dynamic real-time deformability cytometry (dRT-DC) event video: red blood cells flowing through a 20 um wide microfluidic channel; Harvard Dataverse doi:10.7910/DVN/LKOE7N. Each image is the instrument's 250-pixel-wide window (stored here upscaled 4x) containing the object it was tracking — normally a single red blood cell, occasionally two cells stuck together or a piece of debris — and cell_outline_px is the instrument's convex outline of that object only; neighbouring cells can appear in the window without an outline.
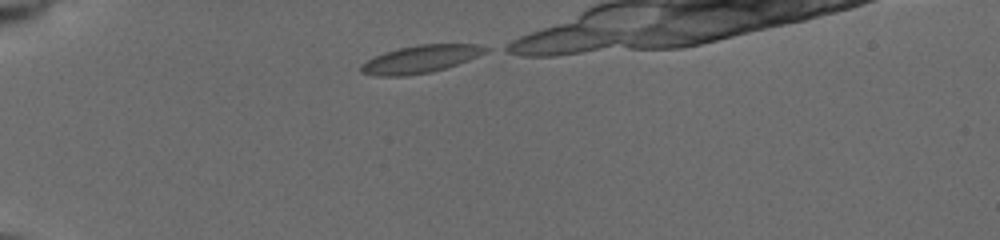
{"species": "common noctule bat (a hibernating species)", "species_latin": "Nyctalus noctula", "temperature_condition": "cold", "stored_images_in_passage": 12, "camera_frame_rate_fps": 3000, "um_per_image_px": 0.085, "animal": {"sex": "female", "body_mass_g": 19.5, "forearm_length_mm": 54.1}, "frame": {"image": 1, "passage_image": 1, "time_ms": 0.0, "image_size_px": [1000, 240], "cell_outline_px": [[492, 48], [488, 52], [468, 60], [432, 72], [404, 76], [376, 76], [360, 72], [360, 64], [384, 52], [400, 48], [420, 44], [476, 44]], "centroid_in_image_um": [35.76, 5.02], "position_along_channel_um": 49.2, "area_um2": 20.0}}
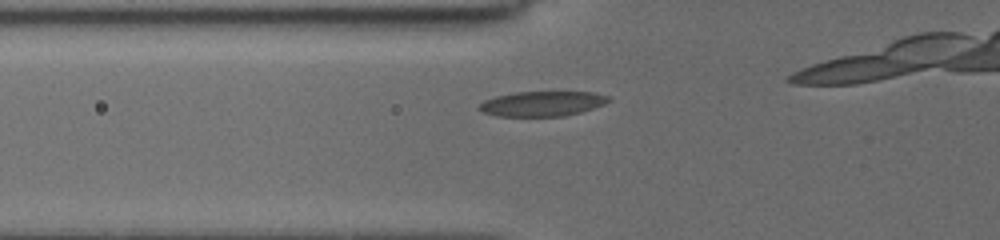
{"frame": {"image": 2, "passage_image": 7, "time_ms": 1.667, "image_size_px": [1000, 240], "cell_outline_px": [[612, 100], [604, 104], [580, 112], [564, 116], [496, 116], [484, 112], [476, 108], [484, 100], [496, 96], [516, 92], [592, 92], [608, 96]], "centroid_in_image_um": [46.08, 8.81], "position_along_channel_um": 79.7, "area_um2": 18.73}}
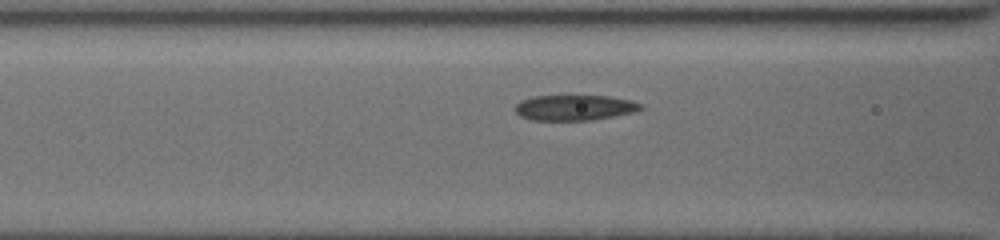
{"frame": {"image": 3, "passage_image": 10, "time_ms": 2.667, "image_size_px": [1000, 240], "cell_outline_px": [[644, 108], [632, 112], [592, 120], [532, 120], [520, 116], [516, 112], [516, 104], [520, 100], [532, 96], [608, 96], [632, 100], [644, 104]], "centroid_in_image_um": [48.84, 9.14], "position_along_channel_um": 117.8, "area_um2": 18.61}}